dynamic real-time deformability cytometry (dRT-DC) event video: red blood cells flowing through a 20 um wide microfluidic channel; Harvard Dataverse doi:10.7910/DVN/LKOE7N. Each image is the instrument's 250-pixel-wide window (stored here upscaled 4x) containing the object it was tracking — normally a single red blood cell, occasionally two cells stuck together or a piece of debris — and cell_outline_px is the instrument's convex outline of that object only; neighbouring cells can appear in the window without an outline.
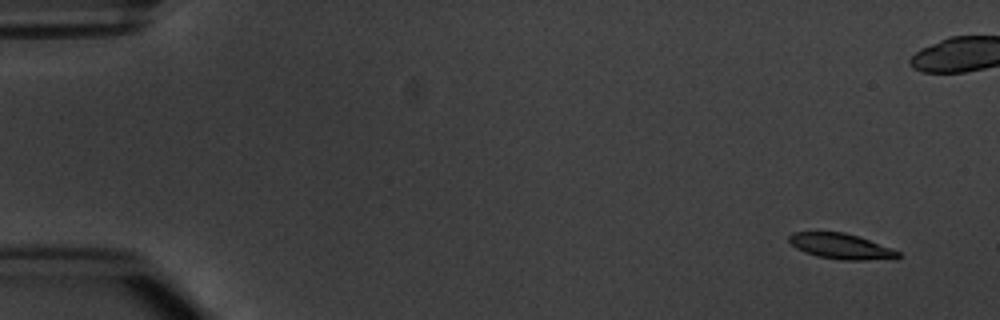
{"species": "common noctule bat (a hibernating species)", "species_latin": "Nyctalus noctula", "temperature_condition": "warm", "stored_images_in_passage": 4, "camera_frame_rate_fps": 3000, "um_per_image_px": 0.085, "animal": {"sex": "male", "body_mass_g": 20.1, "forearm_length_mm": 53.5}, "frame": {"image": 1, "passage_image": 1, "time_ms": 0.0, "image_size_px": [1000, 320], "cell_outline_px": [[900, 256], [896, 260], [844, 260], [816, 256], [804, 252], [796, 248], [788, 240], [788, 236], [792, 232], [844, 232], [868, 240], [900, 252]], "centroid_in_image_um": [71.49, 20.95], "position_along_channel_um": 13.5, "area_um2": 16.18}}